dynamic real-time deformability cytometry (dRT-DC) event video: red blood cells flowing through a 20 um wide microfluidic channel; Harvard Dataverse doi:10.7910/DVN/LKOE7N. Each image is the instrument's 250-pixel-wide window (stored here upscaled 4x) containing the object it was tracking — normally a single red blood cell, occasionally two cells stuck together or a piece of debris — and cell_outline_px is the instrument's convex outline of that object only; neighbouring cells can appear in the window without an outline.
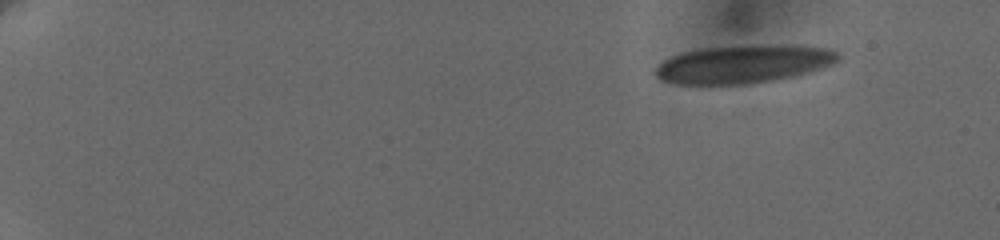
{"species": "human", "species_latin": "Homo sapiens", "temperature_condition": "cold", "stored_images_in_passage": 32, "camera_frame_rate_fps": 3000, "um_per_image_px": 0.085, "donor": {"sex": "female"}, "frame": {"image": 1, "passage_image": 1, "time_ms": 0.0, "image_size_px": [1000, 240], "cell_outline_px": [[840, 56], [836, 60], [828, 64], [792, 76], [772, 80], [748, 84], [676, 84], [664, 80], [656, 76], [656, 68], [664, 60], [672, 56], [684, 52], [708, 48], [824, 48], [836, 52]], "centroid_in_image_um": [63.02, 5.51], "position_along_channel_um": 22.0, "area_um2": 37.74}}
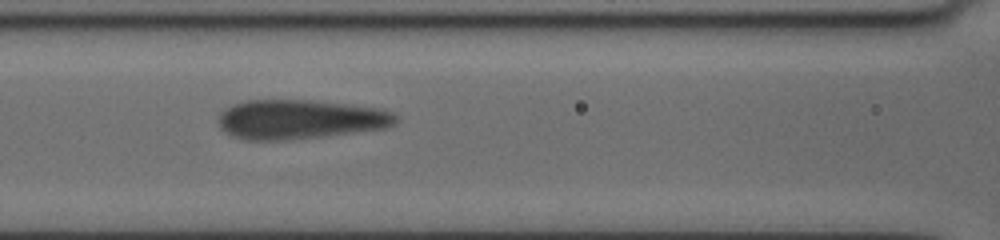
{"frame": {"image": 2, "passage_image": 19, "time_ms": 7.667, "image_size_px": [1000, 240], "cell_outline_px": [[396, 124], [384, 128], [328, 136], [288, 140], [244, 140], [232, 136], [220, 128], [220, 112], [232, 104], [244, 100], [312, 100], [376, 108], [392, 112], [396, 116]], "centroid_in_image_um": [25.46, 10.15], "position_along_channel_um": 141.1, "area_um2": 40.69}}
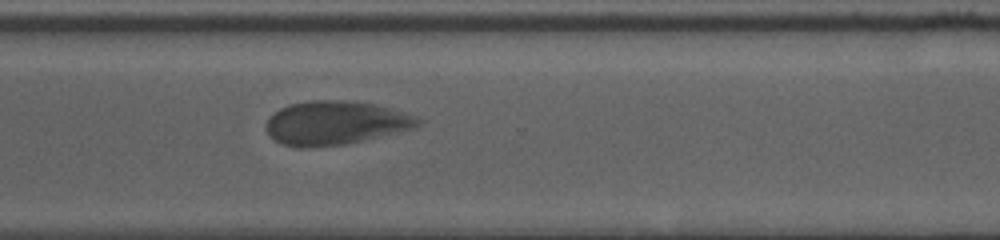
{"frame": {"image": 3, "passage_image": 32, "time_ms": 13.333, "image_size_px": [1000, 240], "cell_outline_px": [[424, 120], [416, 128], [364, 140], [344, 144], [304, 148], [280, 144], [268, 132], [268, 120], [280, 108], [288, 104], [312, 100], [344, 100], [372, 104], [388, 108], [416, 116]], "centroid_in_image_um": [28.55, 10.45], "position_along_channel_um": 342.1, "area_um2": 38.32}}